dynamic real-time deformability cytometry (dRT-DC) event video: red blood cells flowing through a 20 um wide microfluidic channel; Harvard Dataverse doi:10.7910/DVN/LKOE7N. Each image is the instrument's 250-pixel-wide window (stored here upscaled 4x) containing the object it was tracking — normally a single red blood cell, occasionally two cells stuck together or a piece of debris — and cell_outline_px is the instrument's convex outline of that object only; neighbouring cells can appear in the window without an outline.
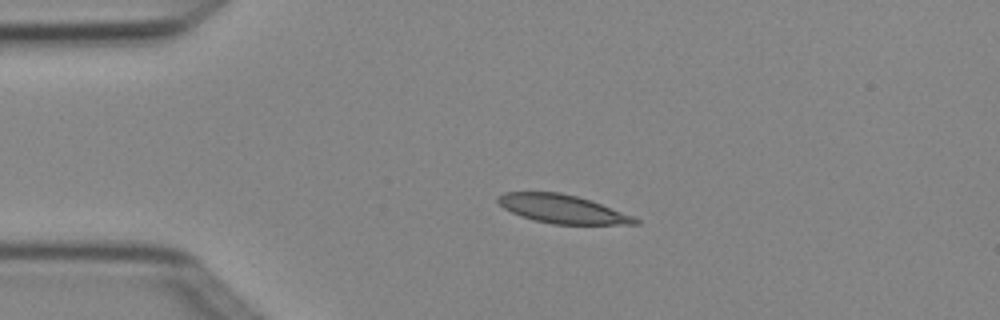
{"species": "Egyptian fruit bat (a non-hibernating species)", "species_latin": "Rousettus aegyptiacus", "temperature_condition": "cold", "stored_images_in_passage": 4, "camera_frame_rate_fps": 3000, "um_per_image_px": 0.085, "animal": {"sex": "female"}, "frame": {"image": 1, "passage_image": 2, "time_ms": 0.333, "image_size_px": [1000, 320], "cell_outline_px": [[640, 224], [552, 224], [532, 220], [520, 216], [504, 208], [496, 200], [496, 196], [504, 192], [560, 192], [576, 196], [600, 204], [632, 216], [640, 220]], "centroid_in_image_um": [47.74, 17.76], "position_along_channel_um": 37.3, "area_um2": 22.54}}
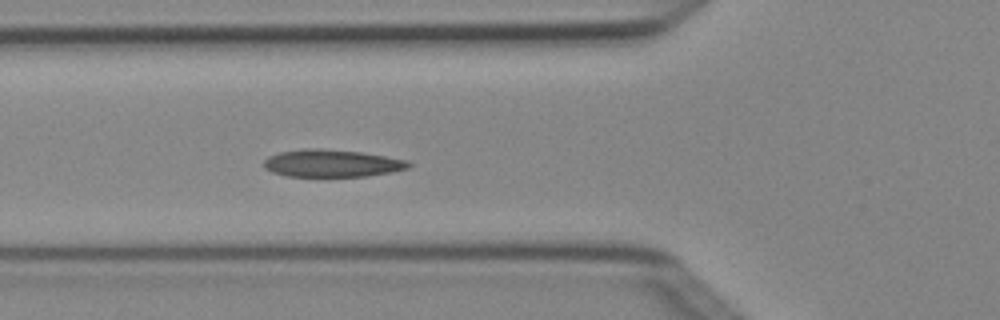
{"frame": {"image": 2, "passage_image": 4, "time_ms": 1.0, "image_size_px": [1000, 320], "cell_outline_px": [[412, 164], [408, 168], [392, 172], [368, 176], [284, 176], [272, 172], [264, 168], [264, 160], [268, 156], [280, 152], [304, 148], [320, 148], [360, 152], [408, 160]], "centroid_in_image_um": [28.19, 13.88], "position_along_channel_um": 97.6, "area_um2": 23.18}}